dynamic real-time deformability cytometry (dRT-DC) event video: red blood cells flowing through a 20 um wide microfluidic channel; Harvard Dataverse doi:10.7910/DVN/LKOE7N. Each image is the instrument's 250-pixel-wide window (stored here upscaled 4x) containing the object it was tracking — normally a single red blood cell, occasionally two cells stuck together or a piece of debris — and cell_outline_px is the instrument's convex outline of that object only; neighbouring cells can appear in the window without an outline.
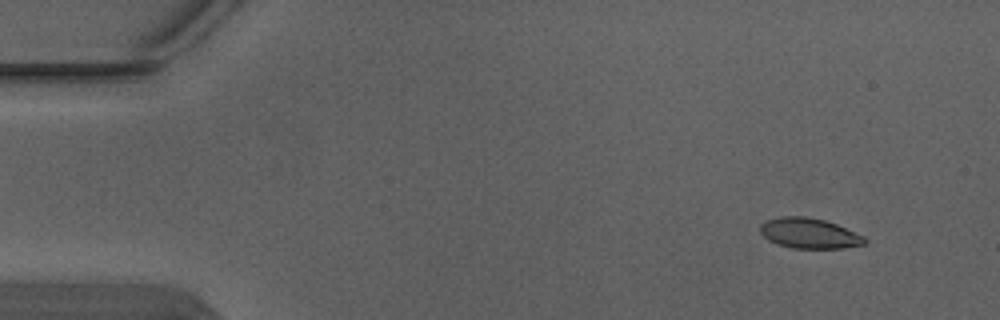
{"species": "Egyptian fruit bat (a non-hibernating species)", "species_latin": "Rousettus aegyptiacus", "temperature_condition": "warm", "stored_images_in_passage": 5, "camera_frame_rate_fps": 3000, "um_per_image_px": 0.085, "animal": {"sex": "male"}, "frame": {"image": 1, "passage_image": 1, "time_ms": 0.0, "image_size_px": [1000, 320], "cell_outline_px": [[868, 240], [864, 244], [844, 248], [792, 248], [768, 240], [760, 232], [760, 224], [768, 220], [780, 216], [804, 216], [824, 220], [836, 224], [864, 236]], "centroid_in_image_um": [68.79, 19.83], "position_along_channel_um": 16.2, "area_um2": 18.32}}
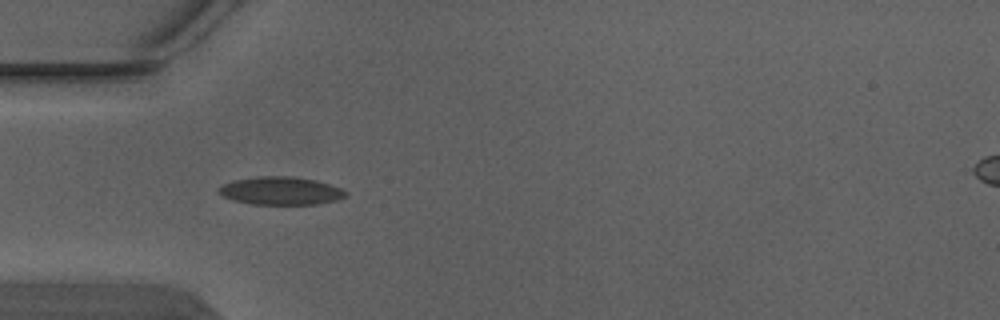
{"frame": {"image": 2, "passage_image": 4, "time_ms": 1.0, "image_size_px": [1000, 320], "cell_outline_px": [[348, 192], [344, 196], [336, 200], [316, 204], [252, 204], [232, 200], [216, 192], [216, 188], [224, 184], [236, 180], [260, 176], [292, 176], [316, 180], [340, 188]], "centroid_in_image_um": [23.83, 16.22], "position_along_channel_um": 61.2, "area_um2": 20.58}}
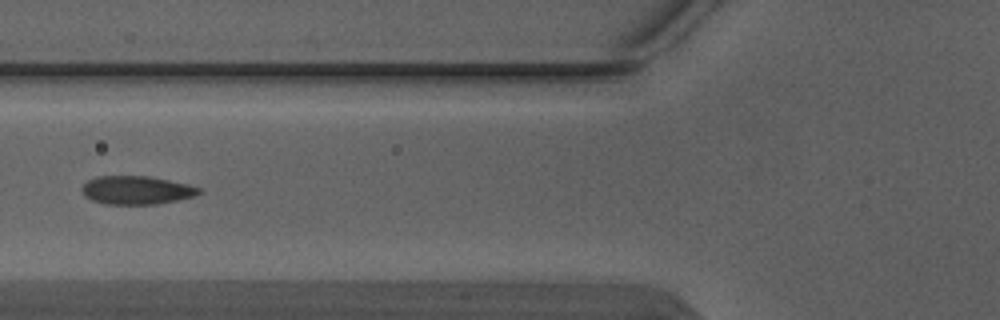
{"frame": {"image": 3, "passage_image": 5, "time_ms": 1.333, "image_size_px": [1000, 320], "cell_outline_px": [[204, 192], [196, 196], [156, 204], [108, 204], [92, 200], [84, 196], [80, 188], [88, 180], [96, 176], [148, 176], [188, 184], [200, 188]], "centroid_in_image_um": [11.61, 16.16], "position_along_channel_um": 114.2, "area_um2": 19.42}}